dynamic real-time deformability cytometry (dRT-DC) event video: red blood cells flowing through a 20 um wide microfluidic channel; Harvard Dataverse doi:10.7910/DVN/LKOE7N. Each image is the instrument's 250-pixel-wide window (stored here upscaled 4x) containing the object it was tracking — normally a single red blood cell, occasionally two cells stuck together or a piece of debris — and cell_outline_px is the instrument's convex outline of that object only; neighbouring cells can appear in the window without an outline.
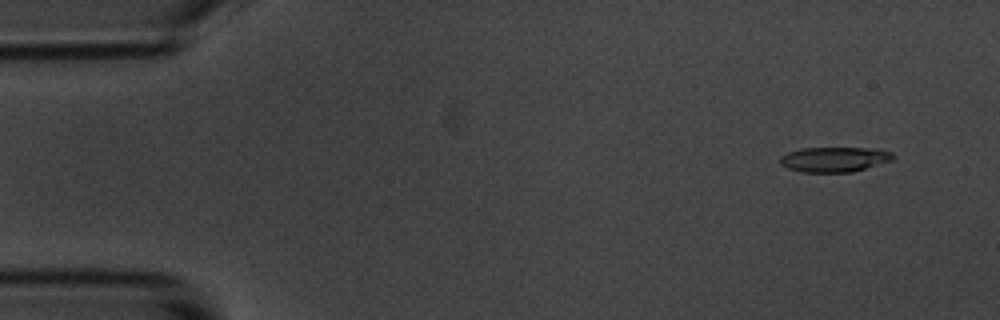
{"species": "common noctule bat (a hibernating species)", "species_latin": "Nyctalus noctula", "temperature_condition": "room temperature", "stored_images_in_passage": 55, "camera_frame_rate_fps": 3000, "um_per_image_px": 0.085, "animal": {"sex": "male", "body_mass_g": 20.1, "forearm_length_mm": 53.5}, "frame": {"image": 1, "passage_image": 3, "time_ms": 0.667, "image_size_px": [1000, 320], "cell_outline_px": [[896, 156], [892, 160], [852, 172], [800, 172], [788, 168], [780, 164], [780, 156], [788, 152], [804, 148], [868, 148], [892, 152]], "centroid_in_image_um": [70.9, 13.55], "position_along_channel_um": 14.1, "area_um2": 16.36}}
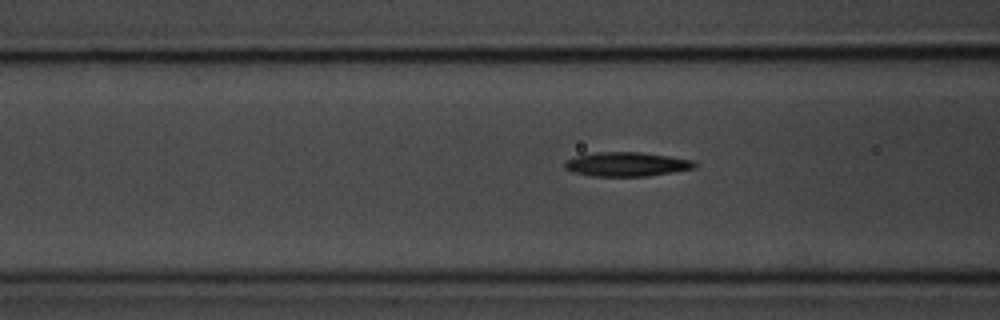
{"frame": {"image": 2, "passage_image": 20, "time_ms": 6.333, "image_size_px": [1000, 320], "cell_outline_px": [[700, 164], [696, 168], [648, 176], [592, 176], [572, 172], [564, 168], [564, 160], [576, 156], [596, 152], [640, 152], [668, 156], [692, 160]], "centroid_in_image_um": [53.26, 13.96], "position_along_channel_um": 113.3, "area_um2": 18.44}}
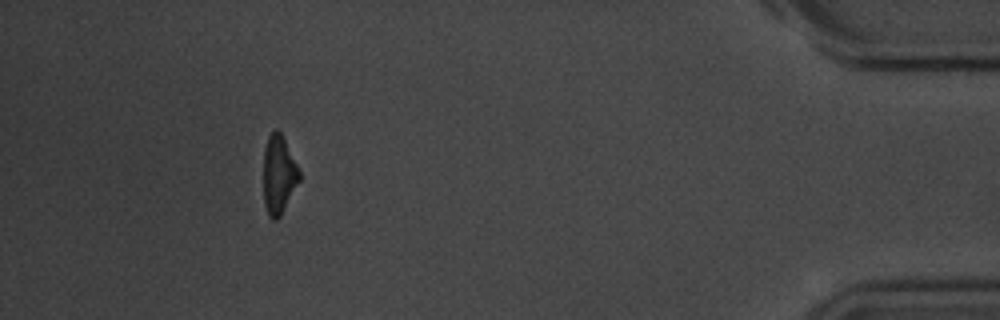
{"frame": {"image": 3, "passage_image": 50, "time_ms": 16.333, "image_size_px": [1000, 320], "cell_outline_px": [[300, 180], [280, 216], [276, 220], [272, 220], [268, 216], [264, 204], [264, 148], [268, 136], [276, 128], [280, 132], [300, 172]], "centroid_in_image_um": [23.67, 14.88], "position_along_channel_um": 411.5, "area_um2": 16.18}, "authors_computed_cell_mechanics": {"area_um2": 17.5712, "velocity_mm_per_s": 3.5891, "shape_relaxation_time_tau1_ms": 2.6344, "shape_relaxation_time_tau2_ms": 8.8013, "deformation_change_tau1": 0.1655, "deformation_change_tau2": 0.1891}}